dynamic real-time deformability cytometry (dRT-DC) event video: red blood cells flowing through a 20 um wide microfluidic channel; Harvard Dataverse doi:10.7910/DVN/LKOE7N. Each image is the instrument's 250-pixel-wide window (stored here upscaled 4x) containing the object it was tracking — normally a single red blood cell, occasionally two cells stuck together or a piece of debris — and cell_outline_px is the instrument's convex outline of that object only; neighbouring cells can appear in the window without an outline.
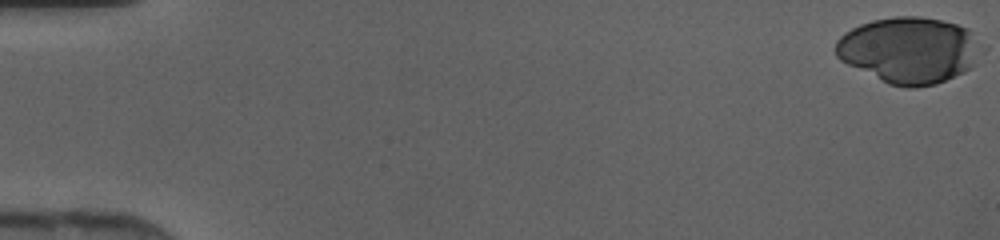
{"species": "human", "species_latin": "Homo sapiens", "temperature_condition": "cold", "stored_images_in_passage": 46, "camera_frame_rate_fps": 3000, "um_per_image_px": 0.085, "donor": {"sex": "female"}, "frame": {"image": 1, "passage_image": 1, "time_ms": 0.0, "image_size_px": [1000, 240], "cell_outline_px": [[972, 64], [964, 72], [936, 84], [916, 88], [904, 88], [888, 84], [840, 60], [836, 56], [836, 40], [844, 32], [860, 24], [872, 20], [896, 16], [920, 16], [940, 20], [956, 24], [968, 28]], "centroid_in_image_um": [77.09, 4.27], "position_along_channel_um": 7.9, "area_um2": 54.51}}
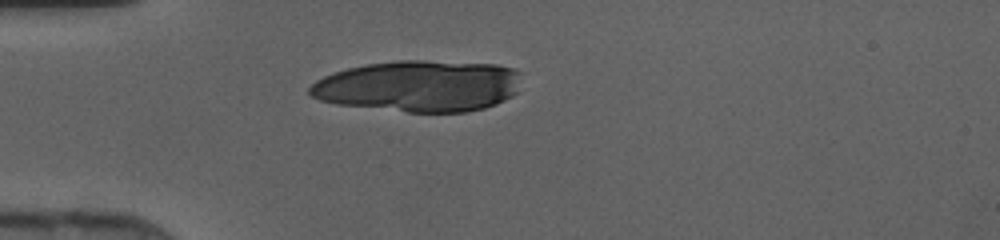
{"frame": {"image": 2, "passage_image": 14, "time_ms": 4.333, "image_size_px": [1000, 240], "cell_outline_px": [[520, 72], [516, 92], [512, 96], [496, 104], [484, 108], [468, 112], [408, 112], [336, 104], [320, 100], [312, 96], [308, 92], [308, 88], [316, 80], [324, 76], [348, 68], [368, 64], [400, 60], [424, 60], [496, 64], [516, 68]], "centroid_in_image_um": [35.62, 7.31], "position_along_channel_um": 49.4, "area_um2": 63.52}}
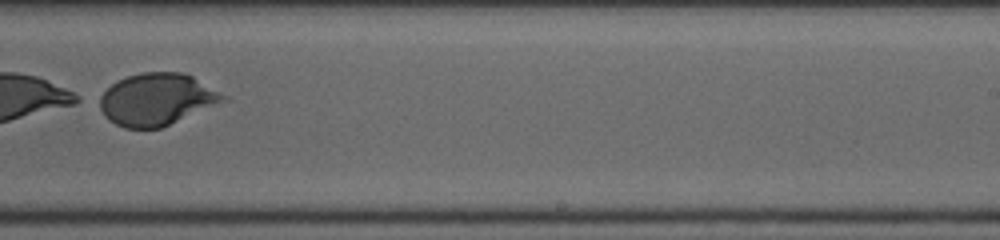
{"frame": {"image": 3, "passage_image": 31, "time_ms": 10.0, "image_size_px": [1000, 240], "cell_outline_px": [[232, 100], [160, 128], [124, 128], [108, 120], [104, 116], [92, 100], [96, 96], [112, 84], [128, 76], [144, 72], [184, 72], [192, 76], [228, 96]], "centroid_in_image_um": [13.31, 8.46], "position_along_channel_um": 275.7, "area_um2": 38.38}}